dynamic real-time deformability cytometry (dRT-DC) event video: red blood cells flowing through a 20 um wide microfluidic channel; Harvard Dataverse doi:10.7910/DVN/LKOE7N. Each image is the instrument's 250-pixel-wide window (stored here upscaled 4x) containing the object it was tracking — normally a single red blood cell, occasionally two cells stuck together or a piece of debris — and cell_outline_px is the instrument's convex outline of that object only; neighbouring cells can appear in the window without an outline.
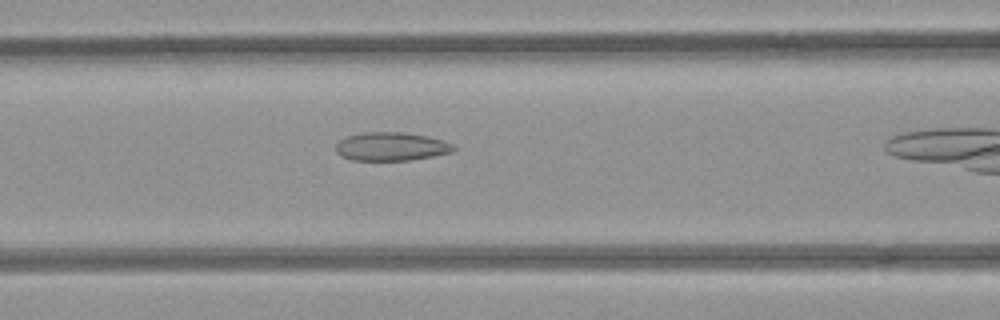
{"species": "common noctule bat (a hibernating species)", "species_latin": "Nyctalus noctula", "temperature_condition": "room temperature", "stored_images_in_passage": 10, "camera_frame_rate_fps": 3000, "um_per_image_px": 0.085, "animal": {"sex": "female", "body_mass_g": 21.9}, "frame": {"image": 1, "passage_image": 9, "time_ms": 2.667, "image_size_px": [1000, 320], "cell_outline_px": [[456, 148], [452, 152], [432, 156], [408, 160], [352, 160], [340, 156], [336, 152], [336, 144], [340, 140], [348, 136], [364, 132], [404, 132], [428, 136], [444, 140], [452, 144]], "centroid_in_image_um": [33.25, 12.45], "position_along_channel_um": 133.3, "area_um2": 19.54}}